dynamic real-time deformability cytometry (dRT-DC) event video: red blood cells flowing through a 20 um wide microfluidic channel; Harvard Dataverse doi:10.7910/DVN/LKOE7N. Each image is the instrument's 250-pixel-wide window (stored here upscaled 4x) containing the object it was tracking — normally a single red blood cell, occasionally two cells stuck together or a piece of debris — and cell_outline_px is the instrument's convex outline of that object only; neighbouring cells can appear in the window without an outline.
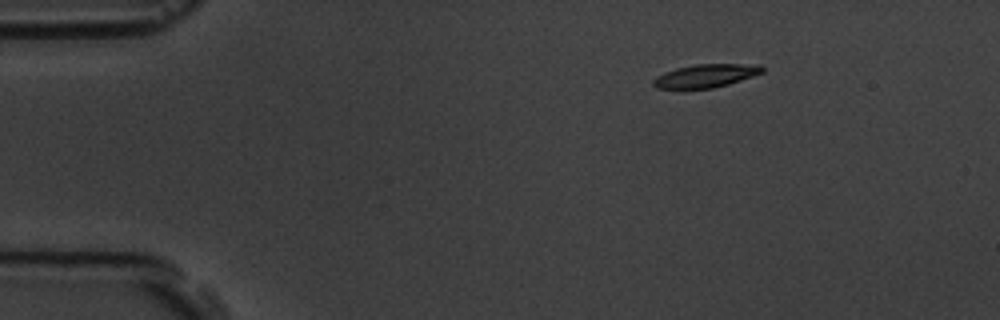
{"species": "common noctule bat (a hibernating species)", "species_latin": "Nyctalus noctula", "temperature_condition": "room temperature", "stored_images_in_passage": 6, "segment_of_instrument_passage": [2, 2], "camera_frame_rate_fps": 3000, "um_per_image_px": 0.085, "animal": {"sex": "male", "body_mass_g": 19.5, "forearm_length_mm": 54.6}, "frame": {"image": 1, "passage_image": 6, "time_ms": 5.667, "image_size_px": [1000, 320], "cell_outline_px": [[764, 72], [728, 84], [712, 88], [656, 88], [652, 84], [652, 80], [656, 76], [664, 72], [676, 68], [696, 64], [760, 64], [764, 68]], "centroid_in_image_um": [59.98, 6.43], "position_along_channel_um": 25.0, "area_um2": 14.68}}